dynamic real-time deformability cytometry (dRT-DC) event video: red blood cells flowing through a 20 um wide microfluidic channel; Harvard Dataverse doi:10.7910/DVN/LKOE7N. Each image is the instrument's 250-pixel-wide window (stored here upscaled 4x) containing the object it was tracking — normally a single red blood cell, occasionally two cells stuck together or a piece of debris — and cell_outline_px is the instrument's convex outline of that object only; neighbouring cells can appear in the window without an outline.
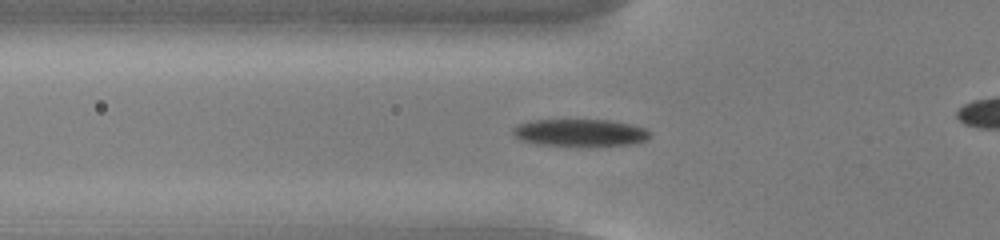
{"species": "common noctule bat (a hibernating species)", "species_latin": "Nyctalus noctula", "temperature_condition": "cold", "stored_images_in_passage": 42, "camera_frame_rate_fps": 3000, "um_per_image_px": 0.085, "animal": {"sex": "male", "body_mass_g": 13.0, "forearm_length_mm": 53.1}, "frame": {"image": 1, "passage_image": 11, "time_ms": 3.333, "image_size_px": [1000, 240], "cell_outline_px": [[652, 136], [644, 140], [628, 144], [536, 144], [520, 140], [512, 136], [512, 128], [516, 124], [532, 120], [608, 120], [628, 124], [644, 128], [652, 132]], "centroid_in_image_um": [49.22, 11.24], "position_along_channel_um": 76.6, "area_um2": 21.15}}
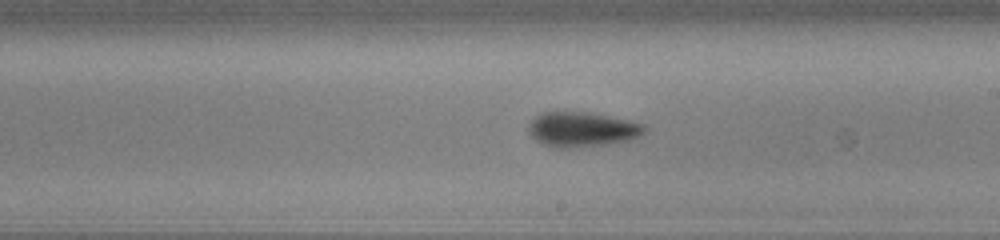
{"frame": {"image": 2, "passage_image": 24, "time_ms": 7.667, "image_size_px": [1000, 240], "cell_outline_px": [[648, 128], [644, 132], [628, 140], [604, 144], [568, 148], [556, 148], [544, 144], [536, 140], [528, 132], [528, 124], [536, 116], [544, 112], [588, 112], [644, 124]], "centroid_in_image_um": [49.43, 11.0], "position_along_channel_um": 239.6, "area_um2": 23.12}}
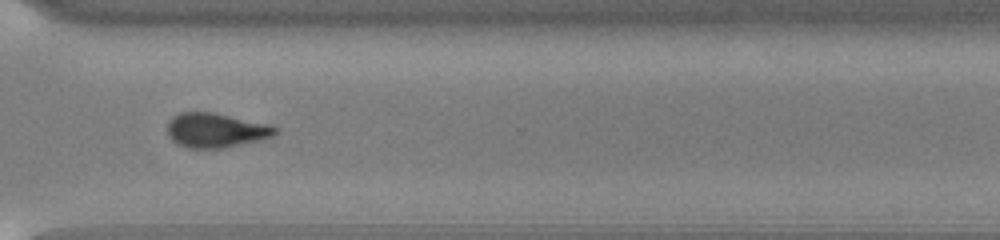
{"frame": {"image": 3, "passage_image": 33, "time_ms": 10.667, "image_size_px": [1000, 240], "cell_outline_px": [[276, 132], [272, 136], [224, 148], [188, 148], [176, 144], [168, 136], [168, 120], [172, 116], [180, 112], [212, 112], [268, 124], [276, 128]], "centroid_in_image_um": [18.26, 11.07], "position_along_channel_um": 352.3, "area_um2": 21.44}, "authors_computed_cell_mechanics": {"area_um2": 21.9351, "velocity_mm_per_s": 3.7594, "shape_relaxation_time_tau1_ms": 3.3368, "shape_relaxation_time_tau2_ms": 7.0666, "deformation_change_tau1": 0.1762, "deformation_change_tau2": 0.15}}